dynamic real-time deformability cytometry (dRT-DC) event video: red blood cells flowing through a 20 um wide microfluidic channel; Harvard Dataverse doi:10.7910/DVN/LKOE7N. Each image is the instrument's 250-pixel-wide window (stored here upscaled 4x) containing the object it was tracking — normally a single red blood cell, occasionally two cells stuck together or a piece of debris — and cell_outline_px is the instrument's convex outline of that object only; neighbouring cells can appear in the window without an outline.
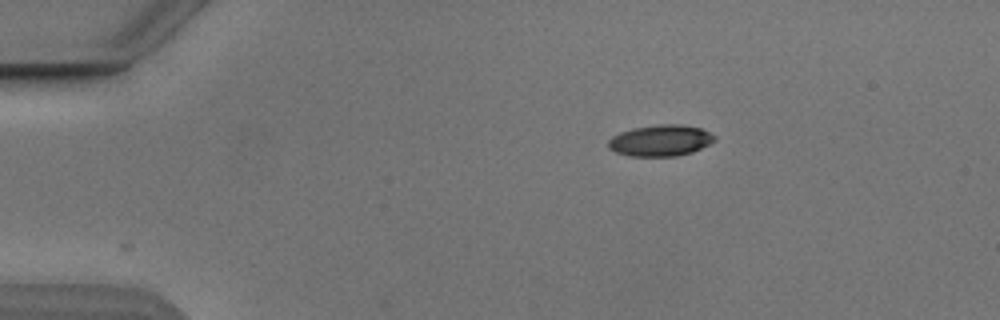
{"species": "Egyptian fruit bat (a non-hibernating species)", "species_latin": "Rousettus aegyptiacus", "temperature_condition": "cold", "stored_images_in_passage": 45, "camera_frame_rate_fps": 3000, "um_per_image_px": 0.085, "animal": {"sex": "male"}, "frame": {"image": 1, "passage_image": 1, "time_ms": 0.0, "image_size_px": [1000, 320], "cell_outline_px": [[716, 140], [692, 152], [676, 156], [628, 156], [616, 152], [608, 148], [608, 140], [612, 136], [620, 132], [632, 128], [656, 124], [680, 124], [700, 128], [716, 136]], "centroid_in_image_um": [56.11, 11.94], "position_along_channel_um": 28.9, "area_um2": 19.42}}
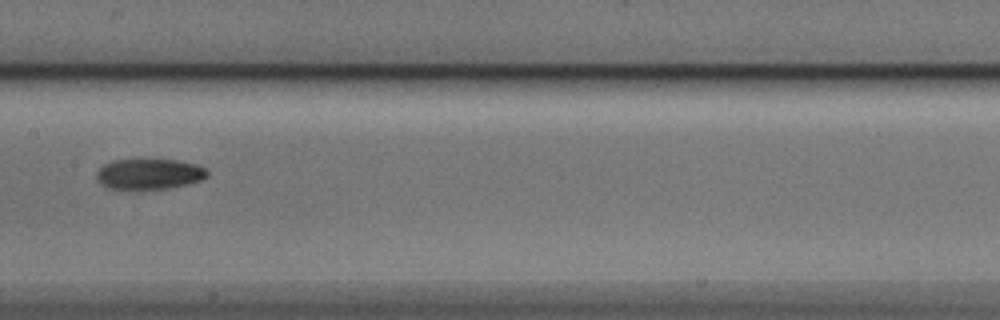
{"frame": {"image": 2, "passage_image": 19, "time_ms": 6.0, "image_size_px": [1000, 320], "cell_outline_px": [[208, 176], [200, 180], [188, 184], [168, 188], [108, 188], [96, 176], [96, 172], [104, 164], [112, 160], [176, 160], [196, 164], [204, 168], [208, 172]], "centroid_in_image_um": [12.71, 14.77], "position_along_channel_um": 194.7, "area_um2": 19.25}}
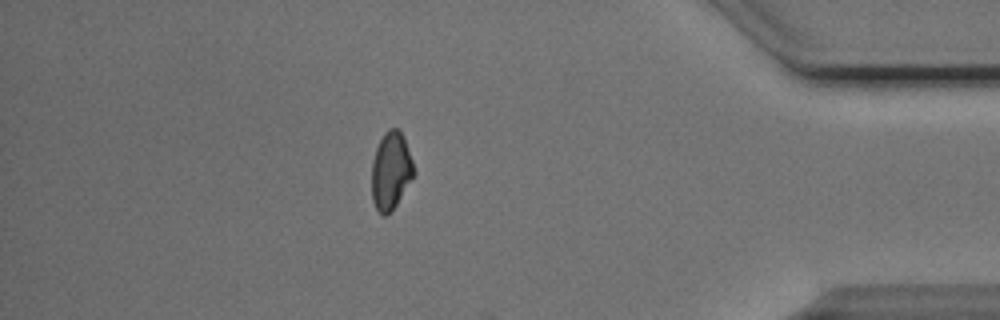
{"frame": {"image": 3, "passage_image": 38, "time_ms": 12.333, "image_size_px": [1000, 320], "cell_outline_px": [[416, 172], [396, 204], [384, 216], [376, 208], [372, 200], [372, 160], [376, 148], [384, 132], [388, 128], [400, 128], [412, 160]], "centroid_in_image_um": [33.22, 14.47], "position_along_channel_um": 402.0, "area_um2": 18.84}, "authors_computed_cell_mechanics": {"area_um2": 19.4786, "velocity_mm_per_s": 3.8673, "shape_relaxation_time_tau1_ms": 8.6113, "shape_relaxation_time_tau2_ms": null, "deformation_change_tau1": 0.1775, "deformation_change_tau2": null}}